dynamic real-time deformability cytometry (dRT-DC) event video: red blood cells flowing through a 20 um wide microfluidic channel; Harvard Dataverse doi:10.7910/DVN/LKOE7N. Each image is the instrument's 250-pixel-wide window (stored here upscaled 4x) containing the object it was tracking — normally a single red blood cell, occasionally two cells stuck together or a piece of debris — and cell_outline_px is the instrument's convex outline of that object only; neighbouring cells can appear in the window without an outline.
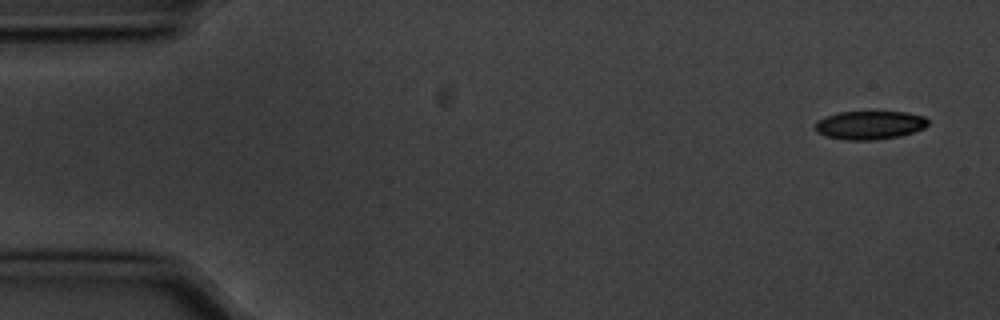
{"species": "common noctule bat (a hibernating species)", "species_latin": "Nyctalus noctula", "temperature_condition": "cold", "stored_images_in_passage": 4, "camera_frame_rate_fps": 3000, "um_per_image_px": 0.085, "animal": {"sex": "male", "body_mass_g": 20.1, "forearm_length_mm": 53.5}, "frame": {"image": 1, "passage_image": 1, "time_ms": 0.0, "image_size_px": [1000, 320], "cell_outline_px": [[928, 124], [924, 128], [900, 136], [876, 140], [848, 140], [824, 136], [816, 132], [816, 120], [824, 116], [840, 112], [908, 112], [924, 116], [928, 120]], "centroid_in_image_um": [73.91, 10.63], "position_along_channel_um": 11.1, "area_um2": 18.84}}